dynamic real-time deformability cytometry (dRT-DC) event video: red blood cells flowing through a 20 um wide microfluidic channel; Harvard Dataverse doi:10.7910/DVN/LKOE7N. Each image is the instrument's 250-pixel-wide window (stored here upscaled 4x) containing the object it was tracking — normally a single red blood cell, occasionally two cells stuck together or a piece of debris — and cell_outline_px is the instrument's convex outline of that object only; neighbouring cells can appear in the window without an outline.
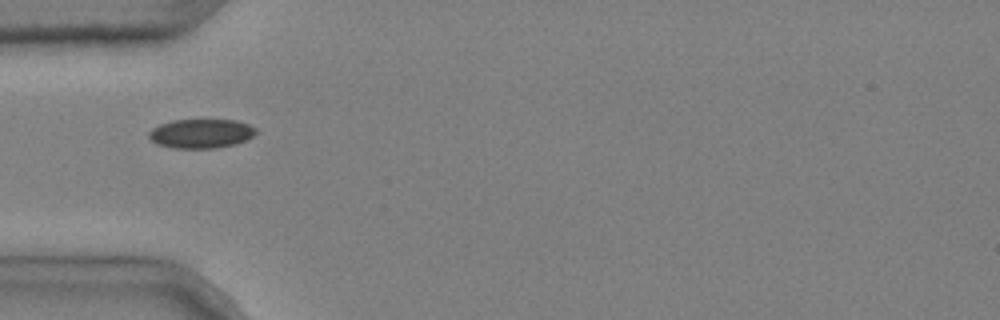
{"species": "common noctule bat (a hibernating species)", "species_latin": "Nyctalus noctula", "temperature_condition": "cold", "stored_images_in_passage": 1, "camera_frame_rate_fps": 3000, "um_per_image_px": 0.085, "animal": {"sex": "male", "body_mass_g": 20.4}, "frame": {"image": 1, "passage_image": 1, "time_ms": 0.0, "image_size_px": [1000, 320], "cell_outline_px": [[256, 132], [248, 140], [236, 144], [216, 148], [172, 148], [156, 144], [148, 136], [148, 132], [152, 128], [160, 124], [172, 120], [236, 120], [248, 124], [256, 128]], "centroid_in_image_um": [17.09, 11.35], "position_along_channel_um": 67.9, "area_um2": 18.32}}